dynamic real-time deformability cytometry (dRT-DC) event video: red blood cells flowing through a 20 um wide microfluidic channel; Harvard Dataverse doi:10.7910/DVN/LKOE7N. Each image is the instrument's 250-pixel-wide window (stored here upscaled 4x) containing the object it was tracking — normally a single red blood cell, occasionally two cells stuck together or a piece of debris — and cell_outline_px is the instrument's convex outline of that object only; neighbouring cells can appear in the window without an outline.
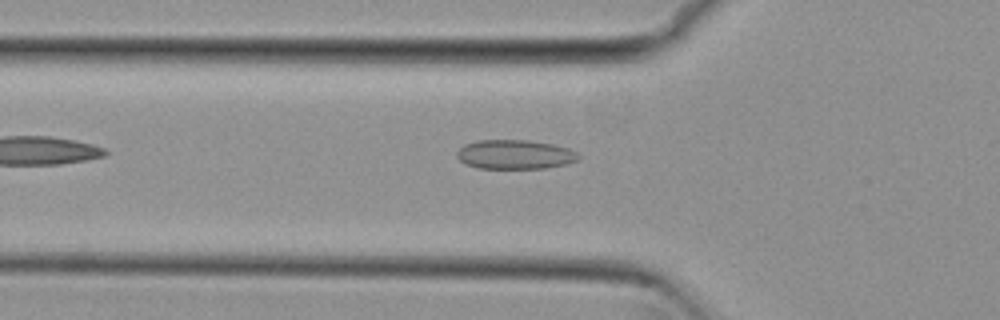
{"species": "common noctule bat (a hibernating species)", "species_latin": "Nyctalus noctula", "temperature_condition": "cold", "stored_images_in_passage": 37, "camera_frame_rate_fps": 3000, "um_per_image_px": 0.085, "animal": {"sex": "female", "body_mass_g": 29.2, "forearm_length_mm": 56.3}, "frame": {"image": 1, "passage_image": 2, "time_ms": 0.333, "image_size_px": [1000, 320], "cell_outline_px": [[580, 156], [576, 160], [564, 164], [544, 168], [480, 168], [464, 164], [456, 156], [456, 152], [464, 144], [476, 140], [528, 140], [552, 144], [568, 148], [576, 152]], "centroid_in_image_um": [43.72, 13.12], "position_along_channel_um": 82.1, "area_um2": 20.63}}
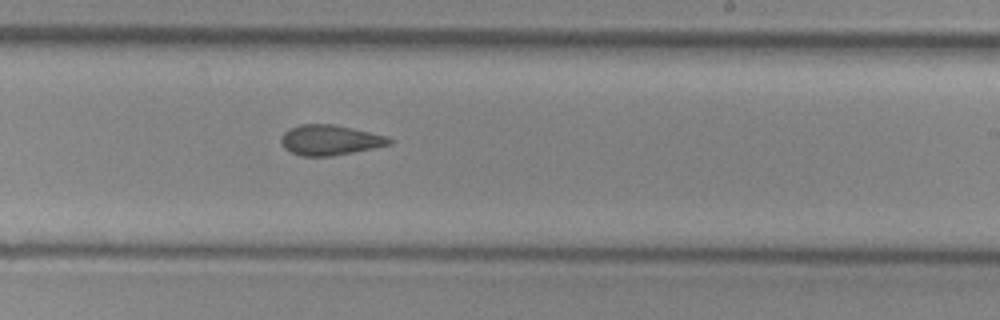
{"frame": {"image": 2, "passage_image": 16, "time_ms": 5.0, "image_size_px": [1000, 320], "cell_outline_px": [[392, 144], [332, 156], [300, 156], [284, 148], [280, 140], [284, 132], [288, 128], [300, 124], [336, 124], [388, 136], [392, 140]], "centroid_in_image_um": [28.04, 11.89], "position_along_channel_um": 261.0, "area_um2": 19.13}}
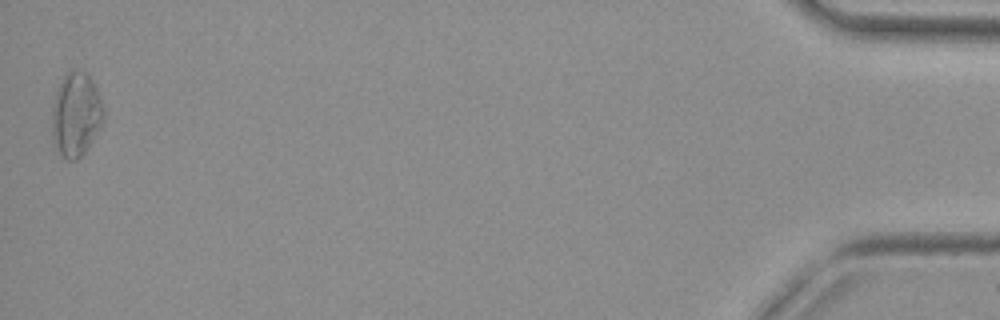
{"frame": {"image": 3, "passage_image": 37, "time_ms": 12.0, "image_size_px": [1000, 320], "cell_outline_px": [[104, 120], [100, 128], [84, 152], [76, 160], [68, 160], [56, 148], [52, 140], [52, 104], [56, 92], [64, 76], [72, 68], [76, 68], [88, 72], [100, 96], [104, 108]], "centroid_in_image_um": [6.46, 9.69], "position_along_channel_um": 428.7, "area_um2": 25.43}, "authors_computed_cell_mechanics": {"area_um2": 19.5364, "velocity_mm_per_s": 3.8191, "shape_relaxation_time_tau1_ms": null, "shape_relaxation_time_tau2_ms": 4.4657, "deformation_change_tau1": null, "deformation_change_tau2": 0.0984}}